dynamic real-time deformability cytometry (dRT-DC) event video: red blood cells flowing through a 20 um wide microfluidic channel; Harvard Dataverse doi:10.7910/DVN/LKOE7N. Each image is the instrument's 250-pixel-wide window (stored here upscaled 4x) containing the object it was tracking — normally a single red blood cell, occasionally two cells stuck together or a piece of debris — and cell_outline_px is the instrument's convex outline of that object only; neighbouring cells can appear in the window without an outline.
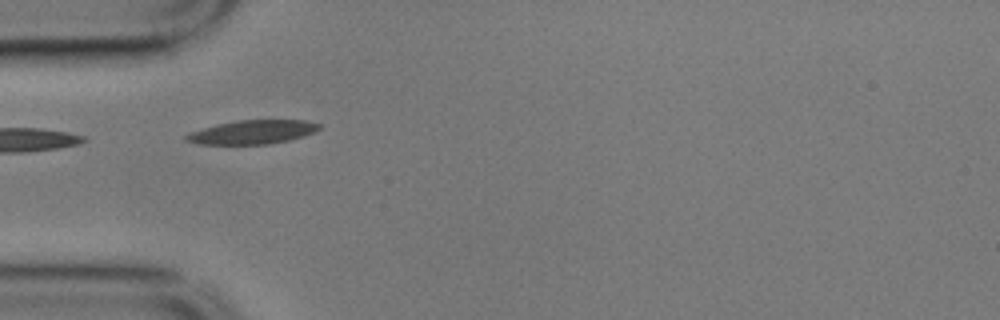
{"species": "common noctule bat (a hibernating species)", "species_latin": "Nyctalus noctula", "temperature_condition": "cold", "stored_images_in_passage": 20, "camera_frame_rate_fps": 3000, "um_per_image_px": 0.085, "animal": {"sex": "male", "body_mass_g": 17.9}, "frame": {"image": 1, "passage_image": 1, "time_ms": 0.0, "image_size_px": [1000, 320], "cell_outline_px": [[320, 128], [316, 132], [304, 136], [288, 140], [268, 144], [196, 144], [184, 140], [184, 136], [188, 132], [216, 124], [236, 120], [304, 120], [320, 124]], "centroid_in_image_um": [21.42, 11.22], "position_along_channel_um": 63.6, "area_um2": 18.61}}